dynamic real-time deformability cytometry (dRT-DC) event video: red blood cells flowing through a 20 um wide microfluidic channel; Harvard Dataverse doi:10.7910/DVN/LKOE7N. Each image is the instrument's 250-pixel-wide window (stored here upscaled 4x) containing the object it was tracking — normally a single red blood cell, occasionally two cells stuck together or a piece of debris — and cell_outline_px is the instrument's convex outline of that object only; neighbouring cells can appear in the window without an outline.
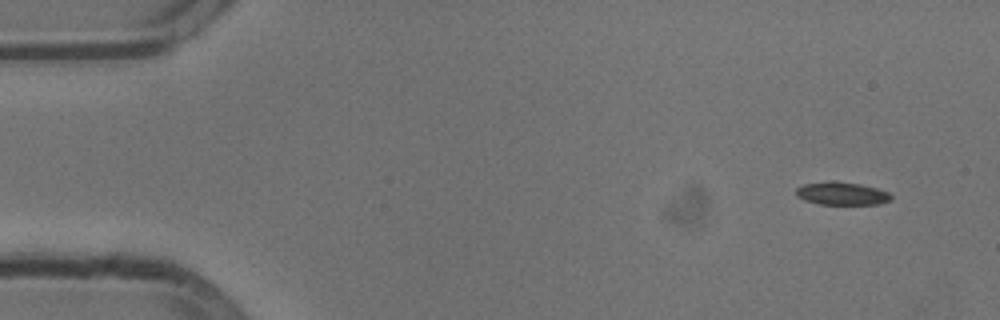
{"species": "common noctule bat (a hibernating species)", "species_latin": "Nyctalus noctula", "temperature_condition": "cold", "stored_images_in_passage": 51, "camera_frame_rate_fps": 3000, "um_per_image_px": 0.085, "animal": {"sex": "male", "body_mass_g": 13.3}, "frame": {"image": 1, "passage_image": 1, "time_ms": 0.0, "image_size_px": [1000, 320], "cell_outline_px": [[892, 200], [880, 204], [820, 204], [804, 200], [796, 196], [796, 188], [804, 184], [832, 180], [860, 184], [876, 188], [888, 192], [892, 196]], "centroid_in_image_um": [71.55, 16.44], "position_along_channel_um": 13.4, "area_um2": 12.77}}
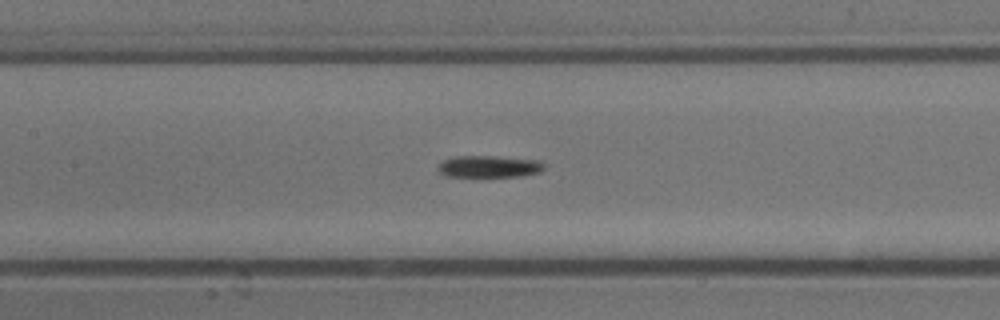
{"frame": {"image": 2, "passage_image": 22, "time_ms": 7.0, "image_size_px": [1000, 320], "cell_outline_px": [[544, 168], [540, 172], [520, 176], [448, 176], [440, 172], [436, 168], [444, 160], [456, 156], [492, 156], [540, 160], [544, 164]], "centroid_in_image_um": [41.59, 14.14], "position_along_channel_um": 165.8, "area_um2": 13.35}}
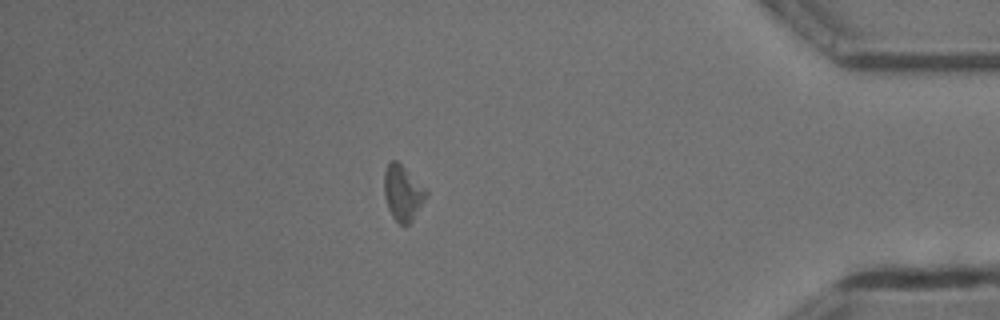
{"frame": {"image": 3, "passage_image": 44, "time_ms": 14.333, "image_size_px": [1000, 320], "cell_outline_px": [[428, 196], [412, 220], [408, 224], [400, 224], [392, 216], [388, 208], [384, 196], [384, 172], [388, 164], [392, 160], [396, 160], [428, 192]], "centroid_in_image_um": [34.22, 16.42], "position_along_channel_um": 401.0, "area_um2": 13.24}, "authors_computed_cell_mechanics": {"area_um2": 13.4674, "velocity_mm_per_s": 3.7941, "shape_relaxation_time_tau1_ms": 2.081, "shape_relaxation_time_tau2_ms": null, "deformation_change_tau1": 0.0851, "deformation_change_tau2": null}}